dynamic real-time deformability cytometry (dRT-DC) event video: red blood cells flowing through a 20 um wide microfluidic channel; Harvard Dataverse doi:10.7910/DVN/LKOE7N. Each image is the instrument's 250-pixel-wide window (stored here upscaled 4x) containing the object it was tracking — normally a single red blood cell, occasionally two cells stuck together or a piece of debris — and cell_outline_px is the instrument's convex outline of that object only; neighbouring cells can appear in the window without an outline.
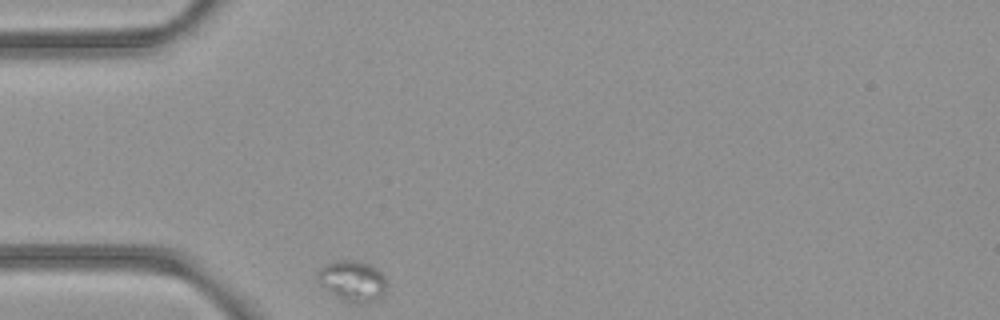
{"species": "common noctule bat (a hibernating species)", "species_latin": "Nyctalus noctula", "temperature_condition": "room temperature", "stored_images_in_passage": 5, "camera_frame_rate_fps": 3000, "um_per_image_px": 0.085, "animal": {"sex": "female", "body_mass_g": 21.9}, "frame": {"image": 1, "passage_image": 1, "time_ms": 0.0, "image_size_px": [1000, 320], "cell_outline_px": [[388, 284], [384, 292], [376, 300], [364, 304], [352, 304], [336, 296], [320, 284], [316, 276], [316, 272], [324, 264], [332, 260], [356, 260], [372, 264], [384, 272]], "centroid_in_image_um": [29.99, 23.85], "position_along_channel_um": 55.0, "area_um2": 16.99}}